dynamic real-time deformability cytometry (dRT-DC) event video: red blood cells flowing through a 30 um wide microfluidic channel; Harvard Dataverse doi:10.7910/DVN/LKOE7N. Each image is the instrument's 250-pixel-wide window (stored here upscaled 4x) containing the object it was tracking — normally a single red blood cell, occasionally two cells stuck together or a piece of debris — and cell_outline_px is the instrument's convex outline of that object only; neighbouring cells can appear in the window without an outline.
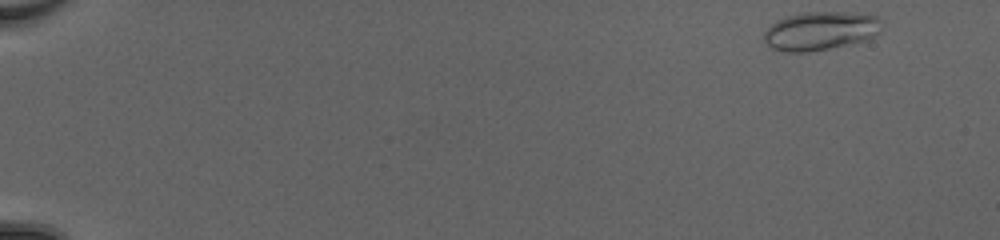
{"species": "common noctule bat (a hibernating species)", "species_latin": "Nyctalus noctula", "temperature_condition": "cold", "stored_images_in_passage": 48, "camera_frame_rate_fps": 3000, "um_per_image_px": 0.085, "animal": {"sex": "female", "body_mass_g": 20.0, "forearm_length_mm": 54.0}, "frame": {"image": 1, "passage_image": 1, "time_ms": 0.0, "image_size_px": [1000, 240], "cell_outline_px": [[880, 32], [864, 40], [828, 48], [808, 52], [784, 52], [772, 48], [764, 40], [764, 32], [776, 20], [784, 16], [804, 12], [852, 12], [876, 16], [880, 20]], "centroid_in_image_um": [69.69, 2.61], "position_along_channel_um": 15.3, "area_um2": 26.3}}
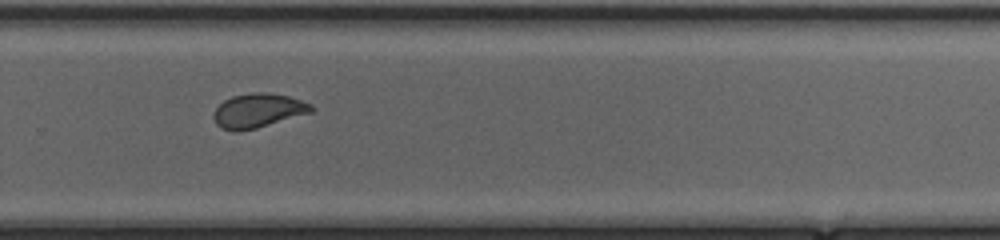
{"frame": {"image": 2, "passage_image": 34, "time_ms": 11.0, "image_size_px": [1000, 240], "cell_outline_px": [[316, 108], [312, 112], [256, 128], [240, 132], [232, 132], [220, 128], [216, 124], [212, 116], [216, 108], [224, 100], [232, 96], [252, 92], [268, 92], [288, 96], [312, 104]], "centroid_in_image_um": [21.91, 9.41], "position_along_channel_um": 307.9, "area_um2": 19.65}}
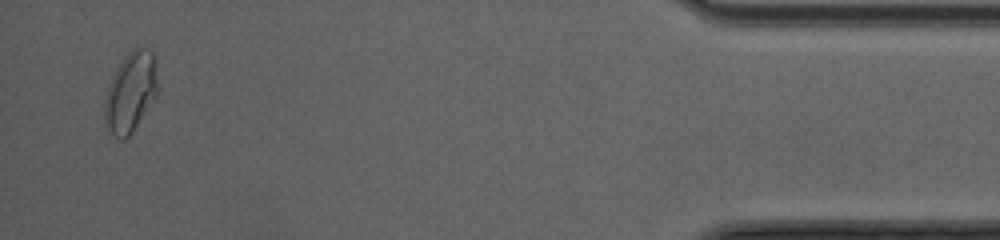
{"frame": {"image": 3, "passage_image": 47, "time_ms": 15.333, "image_size_px": [1000, 240], "cell_outline_px": [[156, 96], [132, 132], [124, 140], [120, 140], [104, 124], [104, 100], [108, 84], [120, 60], [136, 44], [148, 48], [156, 56]], "centroid_in_image_um": [11.08, 7.76], "position_along_channel_um": 424.1, "area_um2": 25.03}, "authors_computed_cell_mechanics": {"area_um2": 20.6057, "velocity_mm_per_s": 4.1753, "shape_relaxation_time_tau1_ms": null, "shape_relaxation_time_tau2_ms": 0.5785, "deformation_change_tau1": null, "deformation_change_tau2": 0.062}}